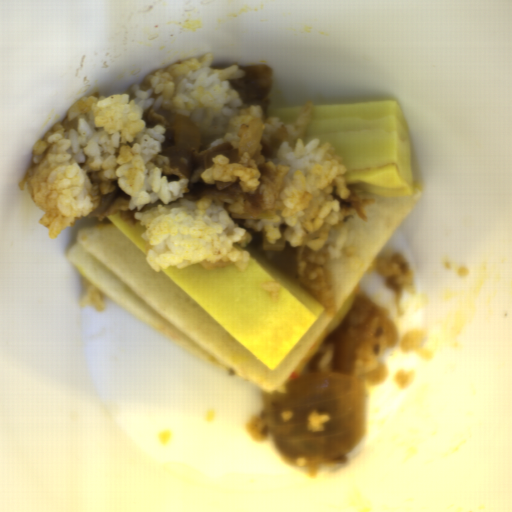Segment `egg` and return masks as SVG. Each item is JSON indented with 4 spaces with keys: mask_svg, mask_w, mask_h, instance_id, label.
<instances>
[{
    "mask_svg": "<svg viewBox=\"0 0 512 512\" xmlns=\"http://www.w3.org/2000/svg\"><path fill=\"white\" fill-rule=\"evenodd\" d=\"M355 296L356 291L354 288L342 307L339 309V311L336 313V315L333 317V319L330 321V323L327 325V327L324 329V331L321 333V335L318 337V339L315 341V343L312 345V347L309 349V351L306 353V355L303 357V359L300 361V363L285 382H289L290 380L301 377L307 370L310 369V363L324 341L344 323L355 301Z\"/></svg>",
    "mask_w": 512,
    "mask_h": 512,
    "instance_id": "d2b9013d",
    "label": "egg"
}]
</instances>
